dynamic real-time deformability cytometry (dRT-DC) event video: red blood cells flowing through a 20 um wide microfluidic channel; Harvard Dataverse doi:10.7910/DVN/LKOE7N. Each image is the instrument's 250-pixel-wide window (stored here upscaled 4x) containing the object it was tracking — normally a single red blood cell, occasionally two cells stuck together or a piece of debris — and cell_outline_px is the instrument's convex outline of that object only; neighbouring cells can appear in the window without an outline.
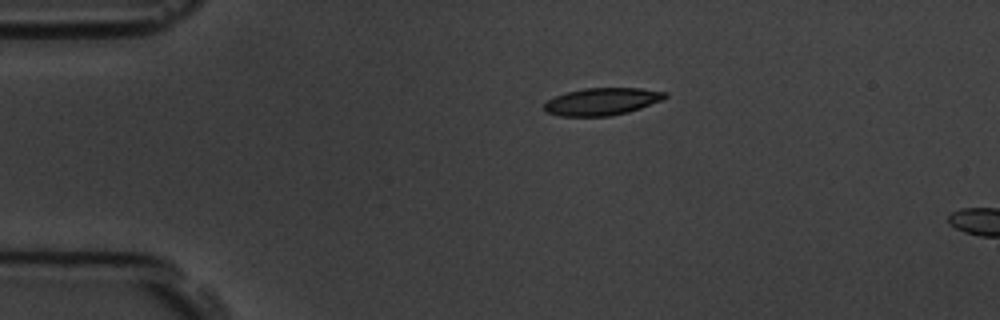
{"species": "common noctule bat (a hibernating species)", "species_latin": "Nyctalus noctula", "temperature_condition": "room temperature", "stored_images_in_passage": 2, "camera_frame_rate_fps": 3000, "um_per_image_px": 0.085, "animal": {"sex": "male", "body_mass_g": 19.5, "forearm_length_mm": 54.6}, "frame": {"image": 1, "passage_image": 1, "time_ms": 0.0, "image_size_px": [1000, 320], "cell_outline_px": [[668, 96], [660, 100], [640, 108], [628, 112], [612, 116], [560, 116], [544, 112], [544, 104], [548, 100], [556, 96], [568, 92], [584, 88], [640, 88], [668, 92]], "centroid_in_image_um": [51.16, 8.63], "position_along_channel_um": 33.8, "area_um2": 19.19}}